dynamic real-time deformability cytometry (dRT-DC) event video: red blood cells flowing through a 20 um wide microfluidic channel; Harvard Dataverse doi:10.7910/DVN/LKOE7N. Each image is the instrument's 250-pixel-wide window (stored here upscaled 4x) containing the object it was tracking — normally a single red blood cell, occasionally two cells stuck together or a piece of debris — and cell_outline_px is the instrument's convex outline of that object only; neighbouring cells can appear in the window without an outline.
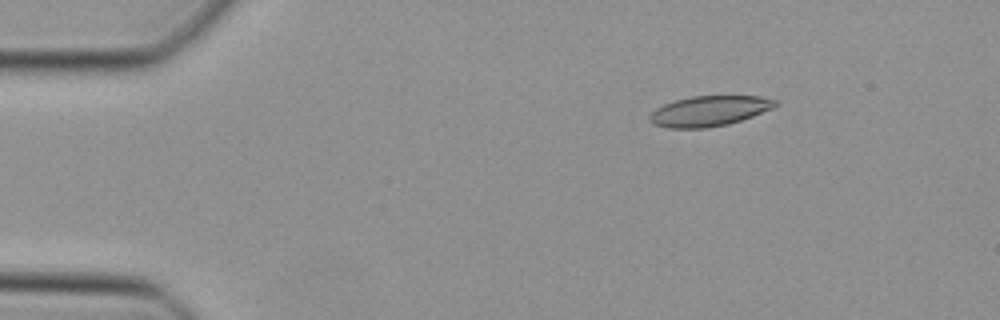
{"species": "Egyptian fruit bat (a non-hibernating species)", "species_latin": "Rousettus aegyptiacus", "temperature_condition": "cold", "stored_images_in_passage": 47, "camera_frame_rate_fps": 3000, "um_per_image_px": 0.085, "animal": {"sex": "female"}, "frame": {"image": 1, "passage_image": 7, "time_ms": 2.0, "image_size_px": [1000, 320], "cell_outline_px": [[780, 104], [772, 108], [752, 116], [728, 124], [704, 128], [668, 128], [652, 124], [648, 120], [648, 116], [656, 108], [664, 104], [676, 100], [692, 96], [760, 96], [780, 100]], "centroid_in_image_um": [60.29, 9.43], "position_along_channel_um": 24.7, "area_um2": 22.25}}
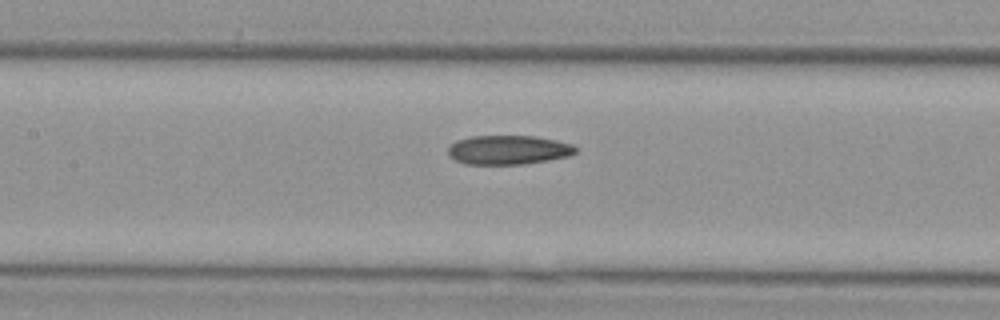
{"frame": {"image": 2, "passage_image": 22, "time_ms": 7.0, "image_size_px": [1000, 320], "cell_outline_px": [[576, 152], [568, 156], [548, 160], [524, 164], [464, 164], [456, 160], [448, 152], [448, 148], [456, 140], [468, 136], [536, 136], [556, 140], [572, 144], [576, 148]], "centroid_in_image_um": [43.21, 12.73], "position_along_channel_um": 164.2, "area_um2": 21.62}}
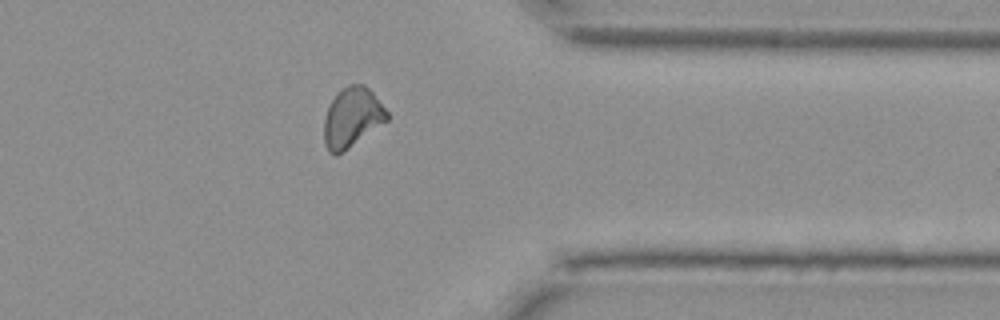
{"frame": {"image": 3, "passage_image": 38, "time_ms": 12.333, "image_size_px": [1000, 320], "cell_outline_px": [[388, 120], [348, 148], [340, 152], [328, 152], [324, 144], [324, 120], [328, 108], [332, 100], [340, 88], [348, 84], [364, 84], [372, 92], [388, 112]], "centroid_in_image_um": [29.92, 9.95], "position_along_channel_um": 381.5, "area_um2": 21.56}}